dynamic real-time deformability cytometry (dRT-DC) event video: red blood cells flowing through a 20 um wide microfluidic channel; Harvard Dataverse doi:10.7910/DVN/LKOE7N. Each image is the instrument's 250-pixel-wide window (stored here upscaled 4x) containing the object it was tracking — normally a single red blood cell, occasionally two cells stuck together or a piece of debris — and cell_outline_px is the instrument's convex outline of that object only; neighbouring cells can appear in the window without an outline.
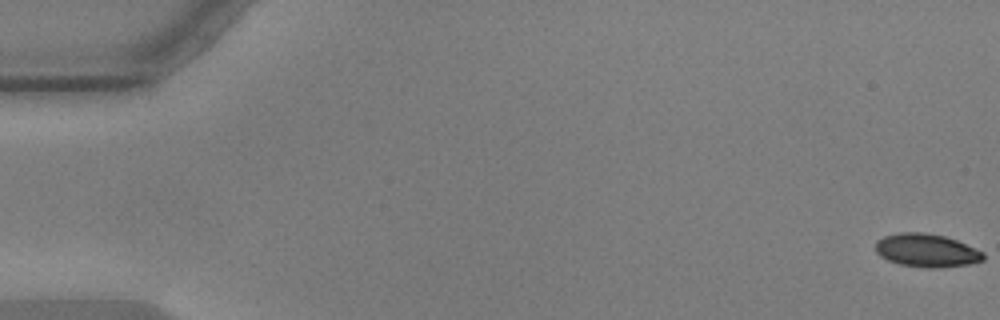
{"species": "common noctule bat (a hibernating species)", "species_latin": "Nyctalus noctula", "temperature_condition": "warm", "stored_images_in_passage": 11, "camera_frame_rate_fps": 3000, "um_per_image_px": 0.085, "animal": {"sex": "male", "body_mass_g": 17.9, "forearm_length_mm": 54.2}, "frame": {"image": 1, "passage_image": 1, "time_ms": 0.0, "image_size_px": [1000, 320], "cell_outline_px": [[984, 260], [968, 264], [940, 268], [928, 268], [900, 264], [888, 260], [880, 256], [876, 252], [876, 240], [884, 236], [900, 232], [924, 232], [944, 236], [956, 240], [984, 252]], "centroid_in_image_um": [78.75, 21.28], "position_along_channel_um": 6.3, "area_um2": 20.87}}